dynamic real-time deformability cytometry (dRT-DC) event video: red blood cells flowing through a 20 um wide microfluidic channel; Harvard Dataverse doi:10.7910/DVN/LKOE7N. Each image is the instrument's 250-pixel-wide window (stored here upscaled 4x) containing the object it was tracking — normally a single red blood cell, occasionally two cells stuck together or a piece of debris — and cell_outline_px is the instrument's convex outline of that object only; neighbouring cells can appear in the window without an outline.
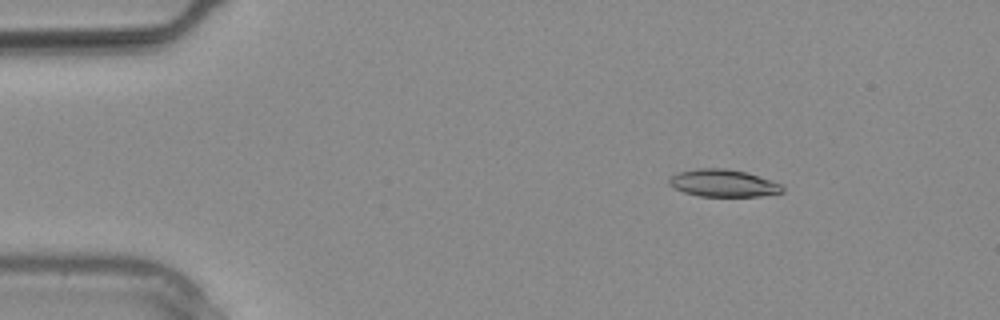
{"species": "common noctule bat (a hibernating species)", "species_latin": "Nyctalus noctula", "temperature_condition": "warm", "stored_images_in_passage": 11, "camera_frame_rate_fps": 3000, "um_per_image_px": 0.085, "animal": {"sex": "male", "body_mass_g": 20.4}, "frame": {"image": 1, "passage_image": 1, "time_ms": 0.0, "image_size_px": [1000, 320], "cell_outline_px": [[784, 192], [760, 196], [700, 196], [684, 192], [668, 184], [668, 180], [676, 172], [696, 168], [724, 168], [744, 172], [780, 184], [784, 188]], "centroid_in_image_um": [61.43, 15.57], "position_along_channel_um": 23.6, "area_um2": 17.8}}
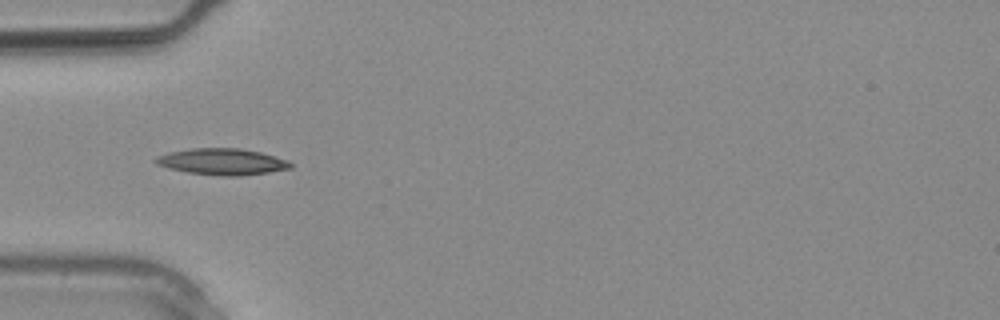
{"frame": {"image": 2, "passage_image": 6, "time_ms": 1.667, "image_size_px": [1000, 320], "cell_outline_px": [[292, 168], [268, 172], [240, 176], [224, 176], [188, 172], [168, 168], [156, 164], [152, 160], [156, 156], [168, 152], [192, 148], [240, 148], [260, 152], [288, 160], [292, 164]], "centroid_in_image_um": [18.86, 13.74], "position_along_channel_um": 66.1, "area_um2": 20.75}}
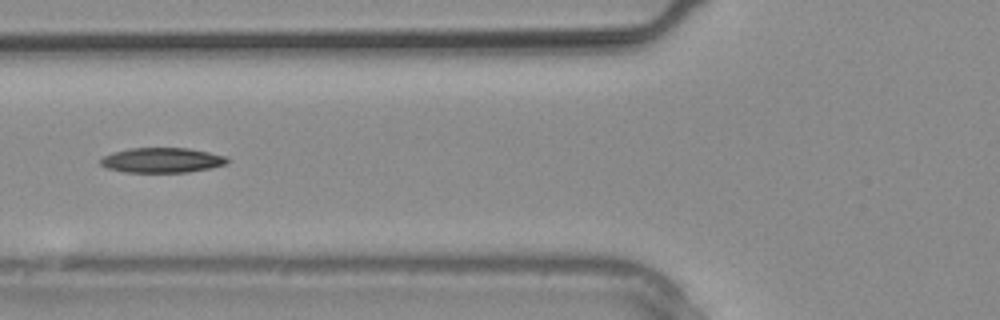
{"frame": {"image": 3, "passage_image": 8, "time_ms": 2.333, "image_size_px": [1000, 320], "cell_outline_px": [[228, 164], [212, 168], [188, 172], [124, 172], [108, 168], [100, 164], [100, 160], [104, 156], [112, 152], [128, 148], [188, 148], [228, 156]], "centroid_in_image_um": [13.8, 13.61], "position_along_channel_um": 112.0, "area_um2": 18.55}}